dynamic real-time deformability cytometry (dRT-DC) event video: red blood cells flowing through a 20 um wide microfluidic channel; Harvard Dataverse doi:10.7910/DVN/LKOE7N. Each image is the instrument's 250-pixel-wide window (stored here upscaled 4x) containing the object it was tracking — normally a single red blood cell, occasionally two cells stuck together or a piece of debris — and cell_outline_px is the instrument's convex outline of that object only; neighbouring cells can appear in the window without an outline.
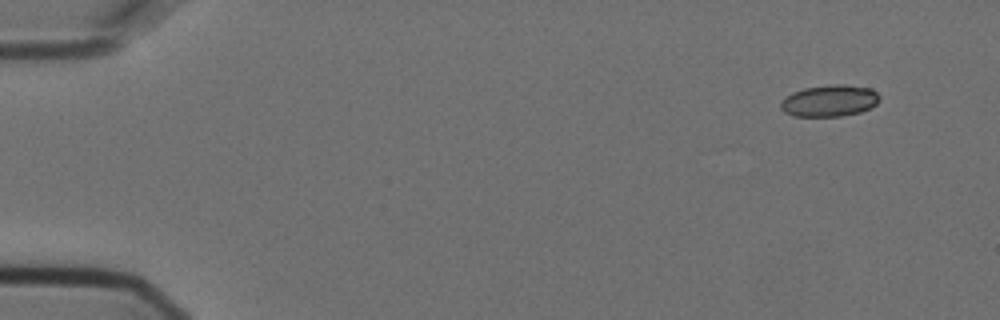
{"species": "Egyptian fruit bat (a non-hibernating species)", "species_latin": "Rousettus aegyptiacus", "temperature_condition": "cold", "stored_images_in_passage": 5, "segment_of_instrument_passage": [1, 2], "camera_frame_rate_fps": 3000, "um_per_image_px": 0.085, "animal": {"sex": "female"}, "frame": {"image": 1, "passage_image": 1, "time_ms": 0.0, "image_size_px": [1000, 320], "cell_outline_px": [[880, 100], [872, 108], [860, 112], [840, 116], [792, 116], [784, 112], [780, 108], [780, 100], [792, 92], [804, 88], [832, 84], [844, 84], [872, 88], [880, 96]], "centroid_in_image_um": [70.51, 8.56], "position_along_channel_um": 14.5, "area_um2": 18.5}}
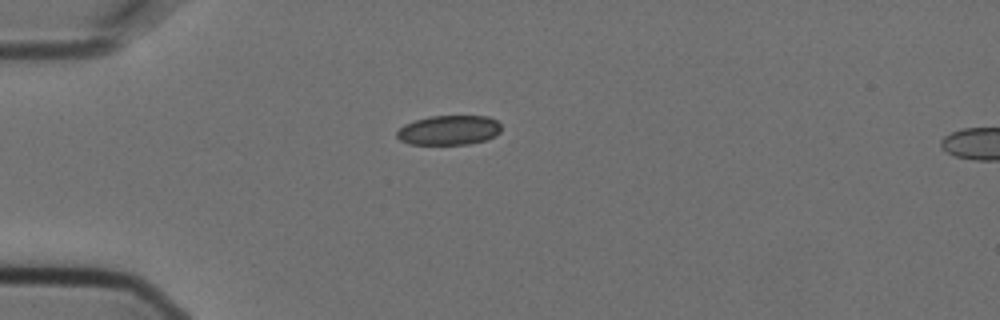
{"frame": {"image": 2, "passage_image": 4, "time_ms": 1.0, "image_size_px": [1000, 320], "cell_outline_px": [[500, 132], [496, 136], [488, 140], [468, 144], [412, 144], [400, 140], [396, 136], [396, 132], [404, 124], [428, 116], [488, 116], [496, 120], [500, 124]], "centroid_in_image_um": [38.18, 11.06], "position_along_channel_um": 46.8, "area_um2": 18.09}}